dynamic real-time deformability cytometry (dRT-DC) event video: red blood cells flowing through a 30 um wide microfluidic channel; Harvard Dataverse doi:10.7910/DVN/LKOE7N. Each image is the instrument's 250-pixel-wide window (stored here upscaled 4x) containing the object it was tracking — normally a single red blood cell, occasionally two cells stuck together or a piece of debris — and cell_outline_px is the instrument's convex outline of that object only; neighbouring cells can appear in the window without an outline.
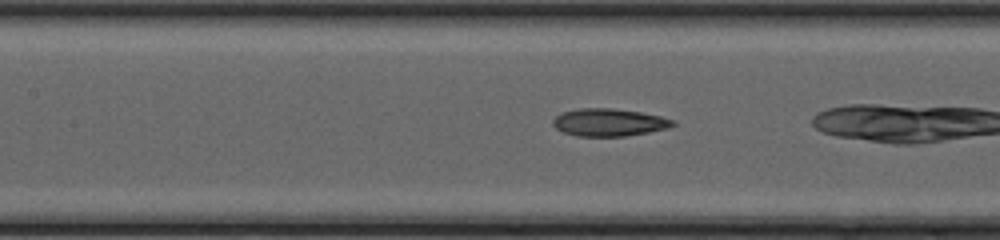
{"species": "common noctule bat (a hibernating species)", "species_latin": "Nyctalus noctula", "temperature_condition": "cold", "stored_images_in_passage": 28, "camera_frame_rate_fps": 3000, "um_per_image_px": 0.085, "animal": {"sex": "female", "body_mass_g": 20.0, "forearm_length_mm": 54.0}, "frame": {"image": 1, "passage_image": 20, "time_ms": 6.333, "image_size_px": [1000, 240], "cell_outline_px": [[676, 124], [664, 128], [648, 132], [624, 136], [576, 136], [564, 132], [556, 128], [552, 124], [552, 120], [556, 116], [564, 112], [580, 108], [608, 108], [640, 112], [660, 116], [672, 120]], "centroid_in_image_um": [51.71, 10.4], "position_along_channel_um": 155.7, "area_um2": 18.9}}